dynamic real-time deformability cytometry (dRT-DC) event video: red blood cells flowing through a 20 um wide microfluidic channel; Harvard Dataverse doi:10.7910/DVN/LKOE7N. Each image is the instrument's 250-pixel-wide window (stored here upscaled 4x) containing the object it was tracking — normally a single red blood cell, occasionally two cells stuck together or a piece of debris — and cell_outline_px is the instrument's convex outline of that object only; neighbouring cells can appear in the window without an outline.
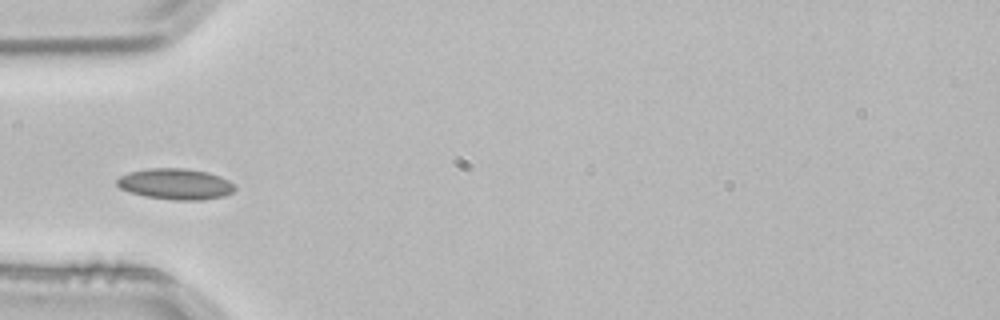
{"species": "common noctule bat (a hibernating species)", "species_latin": "Nyctalus noctula", "temperature_condition": "room temperature", "stored_images_in_passage": 3, "camera_frame_rate_fps": 3000, "um_per_image_px": 0.085, "animal": {"sex": "male", "body_mass_g": 21.5, "forearm_length_mm": 52.0}, "frame": {"image": 1, "passage_image": 3, "time_ms": 0.667, "image_size_px": [1000, 320], "cell_outline_px": [[236, 188], [232, 192], [224, 196], [200, 200], [176, 200], [144, 196], [128, 192], [120, 188], [116, 184], [116, 180], [120, 176], [128, 172], [148, 168], [184, 168], [208, 172], [220, 176], [228, 180]], "centroid_in_image_um": [14.89, 15.64], "position_along_channel_um": 70.1, "area_um2": 21.33}}